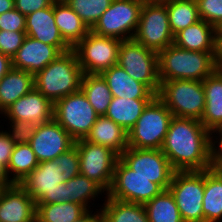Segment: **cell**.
Returning <instances> with one entry per match:
<instances>
[{"label": "cell", "mask_w": 222, "mask_h": 222, "mask_svg": "<svg viewBox=\"0 0 222 222\" xmlns=\"http://www.w3.org/2000/svg\"><path fill=\"white\" fill-rule=\"evenodd\" d=\"M161 150L174 171L211 168L210 131L200 120L173 117Z\"/></svg>", "instance_id": "cell-1"}, {"label": "cell", "mask_w": 222, "mask_h": 222, "mask_svg": "<svg viewBox=\"0 0 222 222\" xmlns=\"http://www.w3.org/2000/svg\"><path fill=\"white\" fill-rule=\"evenodd\" d=\"M159 79L203 81L216 70L213 52L189 51L171 44L158 53Z\"/></svg>", "instance_id": "cell-2"}, {"label": "cell", "mask_w": 222, "mask_h": 222, "mask_svg": "<svg viewBox=\"0 0 222 222\" xmlns=\"http://www.w3.org/2000/svg\"><path fill=\"white\" fill-rule=\"evenodd\" d=\"M82 75L77 56L71 49L34 75V87L54 104L80 90Z\"/></svg>", "instance_id": "cell-3"}, {"label": "cell", "mask_w": 222, "mask_h": 222, "mask_svg": "<svg viewBox=\"0 0 222 222\" xmlns=\"http://www.w3.org/2000/svg\"><path fill=\"white\" fill-rule=\"evenodd\" d=\"M160 82L156 96L174 117L201 120L206 103L203 81L177 79Z\"/></svg>", "instance_id": "cell-4"}, {"label": "cell", "mask_w": 222, "mask_h": 222, "mask_svg": "<svg viewBox=\"0 0 222 222\" xmlns=\"http://www.w3.org/2000/svg\"><path fill=\"white\" fill-rule=\"evenodd\" d=\"M173 117L164 103L155 96L128 132V147L161 149Z\"/></svg>", "instance_id": "cell-5"}, {"label": "cell", "mask_w": 222, "mask_h": 222, "mask_svg": "<svg viewBox=\"0 0 222 222\" xmlns=\"http://www.w3.org/2000/svg\"><path fill=\"white\" fill-rule=\"evenodd\" d=\"M139 44L159 53L174 44L166 5L163 1L144 2L133 37Z\"/></svg>", "instance_id": "cell-6"}, {"label": "cell", "mask_w": 222, "mask_h": 222, "mask_svg": "<svg viewBox=\"0 0 222 222\" xmlns=\"http://www.w3.org/2000/svg\"><path fill=\"white\" fill-rule=\"evenodd\" d=\"M136 81L147 85L156 95L160 89L158 53L134 39L121 41L118 63Z\"/></svg>", "instance_id": "cell-7"}, {"label": "cell", "mask_w": 222, "mask_h": 222, "mask_svg": "<svg viewBox=\"0 0 222 222\" xmlns=\"http://www.w3.org/2000/svg\"><path fill=\"white\" fill-rule=\"evenodd\" d=\"M98 118L81 90L54 103L53 119L75 140L85 139Z\"/></svg>", "instance_id": "cell-8"}, {"label": "cell", "mask_w": 222, "mask_h": 222, "mask_svg": "<svg viewBox=\"0 0 222 222\" xmlns=\"http://www.w3.org/2000/svg\"><path fill=\"white\" fill-rule=\"evenodd\" d=\"M168 190L183 222H203L204 170L174 171Z\"/></svg>", "instance_id": "cell-9"}, {"label": "cell", "mask_w": 222, "mask_h": 222, "mask_svg": "<svg viewBox=\"0 0 222 222\" xmlns=\"http://www.w3.org/2000/svg\"><path fill=\"white\" fill-rule=\"evenodd\" d=\"M143 4L139 0H113L91 31L121 41L133 39Z\"/></svg>", "instance_id": "cell-10"}, {"label": "cell", "mask_w": 222, "mask_h": 222, "mask_svg": "<svg viewBox=\"0 0 222 222\" xmlns=\"http://www.w3.org/2000/svg\"><path fill=\"white\" fill-rule=\"evenodd\" d=\"M121 40L90 31L72 50L83 74H101L118 63Z\"/></svg>", "instance_id": "cell-11"}, {"label": "cell", "mask_w": 222, "mask_h": 222, "mask_svg": "<svg viewBox=\"0 0 222 222\" xmlns=\"http://www.w3.org/2000/svg\"><path fill=\"white\" fill-rule=\"evenodd\" d=\"M75 145L80 160V174L93 180L107 193L120 156L105 146L93 144L85 139L75 141Z\"/></svg>", "instance_id": "cell-12"}, {"label": "cell", "mask_w": 222, "mask_h": 222, "mask_svg": "<svg viewBox=\"0 0 222 222\" xmlns=\"http://www.w3.org/2000/svg\"><path fill=\"white\" fill-rule=\"evenodd\" d=\"M163 191L164 189L159 184L152 183L148 178L137 174L119 158L107 196L144 205Z\"/></svg>", "instance_id": "cell-13"}, {"label": "cell", "mask_w": 222, "mask_h": 222, "mask_svg": "<svg viewBox=\"0 0 222 222\" xmlns=\"http://www.w3.org/2000/svg\"><path fill=\"white\" fill-rule=\"evenodd\" d=\"M120 159L137 174L168 190L174 170L161 149L128 147L120 155Z\"/></svg>", "instance_id": "cell-14"}, {"label": "cell", "mask_w": 222, "mask_h": 222, "mask_svg": "<svg viewBox=\"0 0 222 222\" xmlns=\"http://www.w3.org/2000/svg\"><path fill=\"white\" fill-rule=\"evenodd\" d=\"M39 163L56 159L75 145V140L54 119L38 125L29 142Z\"/></svg>", "instance_id": "cell-15"}, {"label": "cell", "mask_w": 222, "mask_h": 222, "mask_svg": "<svg viewBox=\"0 0 222 222\" xmlns=\"http://www.w3.org/2000/svg\"><path fill=\"white\" fill-rule=\"evenodd\" d=\"M53 110L54 104L34 87L5 110L0 117L5 120L0 121H30L40 125L53 119Z\"/></svg>", "instance_id": "cell-16"}, {"label": "cell", "mask_w": 222, "mask_h": 222, "mask_svg": "<svg viewBox=\"0 0 222 222\" xmlns=\"http://www.w3.org/2000/svg\"><path fill=\"white\" fill-rule=\"evenodd\" d=\"M0 222H36V202L19 184L2 189Z\"/></svg>", "instance_id": "cell-17"}, {"label": "cell", "mask_w": 222, "mask_h": 222, "mask_svg": "<svg viewBox=\"0 0 222 222\" xmlns=\"http://www.w3.org/2000/svg\"><path fill=\"white\" fill-rule=\"evenodd\" d=\"M61 54L63 53L57 47L26 36L22 46L12 58V68L35 75Z\"/></svg>", "instance_id": "cell-18"}, {"label": "cell", "mask_w": 222, "mask_h": 222, "mask_svg": "<svg viewBox=\"0 0 222 222\" xmlns=\"http://www.w3.org/2000/svg\"><path fill=\"white\" fill-rule=\"evenodd\" d=\"M26 36L57 47L62 53L71 48L65 43L54 18L53 5L26 16Z\"/></svg>", "instance_id": "cell-19"}, {"label": "cell", "mask_w": 222, "mask_h": 222, "mask_svg": "<svg viewBox=\"0 0 222 222\" xmlns=\"http://www.w3.org/2000/svg\"><path fill=\"white\" fill-rule=\"evenodd\" d=\"M61 166L54 160L39 163L19 185L37 203L47 192L64 183Z\"/></svg>", "instance_id": "cell-20"}, {"label": "cell", "mask_w": 222, "mask_h": 222, "mask_svg": "<svg viewBox=\"0 0 222 222\" xmlns=\"http://www.w3.org/2000/svg\"><path fill=\"white\" fill-rule=\"evenodd\" d=\"M112 97L124 99H153L156 94L145 84L131 78L118 64L101 73Z\"/></svg>", "instance_id": "cell-21"}, {"label": "cell", "mask_w": 222, "mask_h": 222, "mask_svg": "<svg viewBox=\"0 0 222 222\" xmlns=\"http://www.w3.org/2000/svg\"><path fill=\"white\" fill-rule=\"evenodd\" d=\"M85 140L105 146L119 156L128 148V133L104 115L98 116Z\"/></svg>", "instance_id": "cell-22"}, {"label": "cell", "mask_w": 222, "mask_h": 222, "mask_svg": "<svg viewBox=\"0 0 222 222\" xmlns=\"http://www.w3.org/2000/svg\"><path fill=\"white\" fill-rule=\"evenodd\" d=\"M203 89L206 103L200 121L211 132L222 124V71L216 70L203 80Z\"/></svg>", "instance_id": "cell-23"}, {"label": "cell", "mask_w": 222, "mask_h": 222, "mask_svg": "<svg viewBox=\"0 0 222 222\" xmlns=\"http://www.w3.org/2000/svg\"><path fill=\"white\" fill-rule=\"evenodd\" d=\"M54 18L63 40L71 49L91 31L67 3L54 2Z\"/></svg>", "instance_id": "cell-24"}, {"label": "cell", "mask_w": 222, "mask_h": 222, "mask_svg": "<svg viewBox=\"0 0 222 222\" xmlns=\"http://www.w3.org/2000/svg\"><path fill=\"white\" fill-rule=\"evenodd\" d=\"M34 74L12 68L0 81V115L34 88Z\"/></svg>", "instance_id": "cell-25"}, {"label": "cell", "mask_w": 222, "mask_h": 222, "mask_svg": "<svg viewBox=\"0 0 222 222\" xmlns=\"http://www.w3.org/2000/svg\"><path fill=\"white\" fill-rule=\"evenodd\" d=\"M214 26L199 20L174 36V44L182 49L198 52H213Z\"/></svg>", "instance_id": "cell-26"}, {"label": "cell", "mask_w": 222, "mask_h": 222, "mask_svg": "<svg viewBox=\"0 0 222 222\" xmlns=\"http://www.w3.org/2000/svg\"><path fill=\"white\" fill-rule=\"evenodd\" d=\"M102 201L103 204L96 206L100 207L102 222H149L143 204L120 201L107 195Z\"/></svg>", "instance_id": "cell-27"}, {"label": "cell", "mask_w": 222, "mask_h": 222, "mask_svg": "<svg viewBox=\"0 0 222 222\" xmlns=\"http://www.w3.org/2000/svg\"><path fill=\"white\" fill-rule=\"evenodd\" d=\"M203 222L222 221V176L214 169L204 170Z\"/></svg>", "instance_id": "cell-28"}, {"label": "cell", "mask_w": 222, "mask_h": 222, "mask_svg": "<svg viewBox=\"0 0 222 222\" xmlns=\"http://www.w3.org/2000/svg\"><path fill=\"white\" fill-rule=\"evenodd\" d=\"M151 100L112 97L104 116L120 125L128 133Z\"/></svg>", "instance_id": "cell-29"}, {"label": "cell", "mask_w": 222, "mask_h": 222, "mask_svg": "<svg viewBox=\"0 0 222 222\" xmlns=\"http://www.w3.org/2000/svg\"><path fill=\"white\" fill-rule=\"evenodd\" d=\"M65 185L67 187L66 202L82 205L87 211L93 210L96 206L94 202L98 198L100 201L101 198H106L105 195H107L97 183L81 174L69 179L65 182Z\"/></svg>", "instance_id": "cell-30"}, {"label": "cell", "mask_w": 222, "mask_h": 222, "mask_svg": "<svg viewBox=\"0 0 222 222\" xmlns=\"http://www.w3.org/2000/svg\"><path fill=\"white\" fill-rule=\"evenodd\" d=\"M80 90L86 96L98 116L106 114L112 95L106 80L101 74H83Z\"/></svg>", "instance_id": "cell-31"}, {"label": "cell", "mask_w": 222, "mask_h": 222, "mask_svg": "<svg viewBox=\"0 0 222 222\" xmlns=\"http://www.w3.org/2000/svg\"><path fill=\"white\" fill-rule=\"evenodd\" d=\"M168 12L171 32H178L197 23L200 19L196 0H162Z\"/></svg>", "instance_id": "cell-32"}, {"label": "cell", "mask_w": 222, "mask_h": 222, "mask_svg": "<svg viewBox=\"0 0 222 222\" xmlns=\"http://www.w3.org/2000/svg\"><path fill=\"white\" fill-rule=\"evenodd\" d=\"M88 211L77 203L36 204V222H75Z\"/></svg>", "instance_id": "cell-33"}, {"label": "cell", "mask_w": 222, "mask_h": 222, "mask_svg": "<svg viewBox=\"0 0 222 222\" xmlns=\"http://www.w3.org/2000/svg\"><path fill=\"white\" fill-rule=\"evenodd\" d=\"M149 222H183L175 199L169 190H164L144 204Z\"/></svg>", "instance_id": "cell-34"}, {"label": "cell", "mask_w": 222, "mask_h": 222, "mask_svg": "<svg viewBox=\"0 0 222 222\" xmlns=\"http://www.w3.org/2000/svg\"><path fill=\"white\" fill-rule=\"evenodd\" d=\"M38 164L39 161L29 143L16 144L7 166L11 181L19 184Z\"/></svg>", "instance_id": "cell-35"}, {"label": "cell", "mask_w": 222, "mask_h": 222, "mask_svg": "<svg viewBox=\"0 0 222 222\" xmlns=\"http://www.w3.org/2000/svg\"><path fill=\"white\" fill-rule=\"evenodd\" d=\"M113 0H69L66 3L91 29Z\"/></svg>", "instance_id": "cell-36"}, {"label": "cell", "mask_w": 222, "mask_h": 222, "mask_svg": "<svg viewBox=\"0 0 222 222\" xmlns=\"http://www.w3.org/2000/svg\"><path fill=\"white\" fill-rule=\"evenodd\" d=\"M2 124L8 126L6 132L15 145L29 143L38 127V124L30 121H9Z\"/></svg>", "instance_id": "cell-37"}, {"label": "cell", "mask_w": 222, "mask_h": 222, "mask_svg": "<svg viewBox=\"0 0 222 222\" xmlns=\"http://www.w3.org/2000/svg\"><path fill=\"white\" fill-rule=\"evenodd\" d=\"M54 161L61 166L62 177L65 182L80 174V160L76 145L60 154Z\"/></svg>", "instance_id": "cell-38"}, {"label": "cell", "mask_w": 222, "mask_h": 222, "mask_svg": "<svg viewBox=\"0 0 222 222\" xmlns=\"http://www.w3.org/2000/svg\"><path fill=\"white\" fill-rule=\"evenodd\" d=\"M26 37V31L0 30V52L11 59L16 55Z\"/></svg>", "instance_id": "cell-39"}, {"label": "cell", "mask_w": 222, "mask_h": 222, "mask_svg": "<svg viewBox=\"0 0 222 222\" xmlns=\"http://www.w3.org/2000/svg\"><path fill=\"white\" fill-rule=\"evenodd\" d=\"M201 20L216 25L222 19V0H196Z\"/></svg>", "instance_id": "cell-40"}, {"label": "cell", "mask_w": 222, "mask_h": 222, "mask_svg": "<svg viewBox=\"0 0 222 222\" xmlns=\"http://www.w3.org/2000/svg\"><path fill=\"white\" fill-rule=\"evenodd\" d=\"M0 30L26 31V16L13 8L0 15Z\"/></svg>", "instance_id": "cell-41"}, {"label": "cell", "mask_w": 222, "mask_h": 222, "mask_svg": "<svg viewBox=\"0 0 222 222\" xmlns=\"http://www.w3.org/2000/svg\"><path fill=\"white\" fill-rule=\"evenodd\" d=\"M222 163V133L218 129L210 132V164L215 169Z\"/></svg>", "instance_id": "cell-42"}, {"label": "cell", "mask_w": 222, "mask_h": 222, "mask_svg": "<svg viewBox=\"0 0 222 222\" xmlns=\"http://www.w3.org/2000/svg\"><path fill=\"white\" fill-rule=\"evenodd\" d=\"M55 0H14V7L25 16L53 5Z\"/></svg>", "instance_id": "cell-43"}, {"label": "cell", "mask_w": 222, "mask_h": 222, "mask_svg": "<svg viewBox=\"0 0 222 222\" xmlns=\"http://www.w3.org/2000/svg\"><path fill=\"white\" fill-rule=\"evenodd\" d=\"M14 146L15 144L4 129V125L0 123V161L6 166L9 164Z\"/></svg>", "instance_id": "cell-44"}, {"label": "cell", "mask_w": 222, "mask_h": 222, "mask_svg": "<svg viewBox=\"0 0 222 222\" xmlns=\"http://www.w3.org/2000/svg\"><path fill=\"white\" fill-rule=\"evenodd\" d=\"M67 187L64 183L58 184V187L51 192H47L36 204H52L66 202Z\"/></svg>", "instance_id": "cell-45"}, {"label": "cell", "mask_w": 222, "mask_h": 222, "mask_svg": "<svg viewBox=\"0 0 222 222\" xmlns=\"http://www.w3.org/2000/svg\"><path fill=\"white\" fill-rule=\"evenodd\" d=\"M213 58L217 70L222 71V35H214Z\"/></svg>", "instance_id": "cell-46"}, {"label": "cell", "mask_w": 222, "mask_h": 222, "mask_svg": "<svg viewBox=\"0 0 222 222\" xmlns=\"http://www.w3.org/2000/svg\"><path fill=\"white\" fill-rule=\"evenodd\" d=\"M12 69V59L0 52V81Z\"/></svg>", "instance_id": "cell-47"}, {"label": "cell", "mask_w": 222, "mask_h": 222, "mask_svg": "<svg viewBox=\"0 0 222 222\" xmlns=\"http://www.w3.org/2000/svg\"><path fill=\"white\" fill-rule=\"evenodd\" d=\"M94 210L88 211L84 216H82L79 220L75 222H100L101 221L100 209L94 208Z\"/></svg>", "instance_id": "cell-48"}, {"label": "cell", "mask_w": 222, "mask_h": 222, "mask_svg": "<svg viewBox=\"0 0 222 222\" xmlns=\"http://www.w3.org/2000/svg\"><path fill=\"white\" fill-rule=\"evenodd\" d=\"M0 184L3 187H9L11 185H14V183L11 181L7 166L3 164L0 161Z\"/></svg>", "instance_id": "cell-49"}, {"label": "cell", "mask_w": 222, "mask_h": 222, "mask_svg": "<svg viewBox=\"0 0 222 222\" xmlns=\"http://www.w3.org/2000/svg\"><path fill=\"white\" fill-rule=\"evenodd\" d=\"M13 8H15L14 0H0V15Z\"/></svg>", "instance_id": "cell-50"}, {"label": "cell", "mask_w": 222, "mask_h": 222, "mask_svg": "<svg viewBox=\"0 0 222 222\" xmlns=\"http://www.w3.org/2000/svg\"><path fill=\"white\" fill-rule=\"evenodd\" d=\"M215 35H222V19L214 25Z\"/></svg>", "instance_id": "cell-51"}, {"label": "cell", "mask_w": 222, "mask_h": 222, "mask_svg": "<svg viewBox=\"0 0 222 222\" xmlns=\"http://www.w3.org/2000/svg\"><path fill=\"white\" fill-rule=\"evenodd\" d=\"M214 170L222 176V163H220Z\"/></svg>", "instance_id": "cell-52"}, {"label": "cell", "mask_w": 222, "mask_h": 222, "mask_svg": "<svg viewBox=\"0 0 222 222\" xmlns=\"http://www.w3.org/2000/svg\"><path fill=\"white\" fill-rule=\"evenodd\" d=\"M69 0H55V2L66 3Z\"/></svg>", "instance_id": "cell-53"}, {"label": "cell", "mask_w": 222, "mask_h": 222, "mask_svg": "<svg viewBox=\"0 0 222 222\" xmlns=\"http://www.w3.org/2000/svg\"><path fill=\"white\" fill-rule=\"evenodd\" d=\"M218 130L222 133V124L220 125V127L218 128Z\"/></svg>", "instance_id": "cell-54"}, {"label": "cell", "mask_w": 222, "mask_h": 222, "mask_svg": "<svg viewBox=\"0 0 222 222\" xmlns=\"http://www.w3.org/2000/svg\"><path fill=\"white\" fill-rule=\"evenodd\" d=\"M3 188L4 187L0 184V194H1Z\"/></svg>", "instance_id": "cell-55"}]
</instances>
